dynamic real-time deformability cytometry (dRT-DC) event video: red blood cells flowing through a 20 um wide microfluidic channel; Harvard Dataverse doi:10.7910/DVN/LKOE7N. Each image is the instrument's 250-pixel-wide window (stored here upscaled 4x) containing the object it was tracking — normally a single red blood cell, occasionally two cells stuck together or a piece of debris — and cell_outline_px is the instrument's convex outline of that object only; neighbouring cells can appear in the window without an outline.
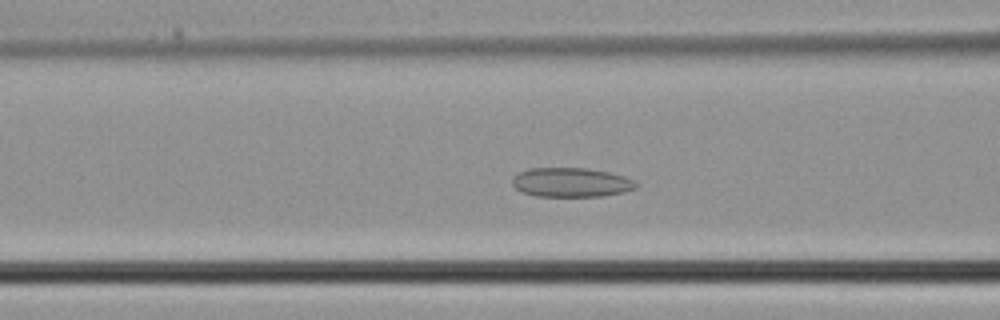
{"species": "common noctule bat (a hibernating species)", "species_latin": "Nyctalus noctula", "temperature_condition": "cold", "stored_images_in_passage": 37, "camera_frame_rate_fps": 3000, "um_per_image_px": 0.085, "animal": {"sex": "male", "body_mass_g": 21.5, "forearm_length_mm": 52.0}, "frame": {"image": 1, "passage_image": 13, "time_ms": 4.0, "image_size_px": [1000, 320], "cell_outline_px": [[640, 184], [636, 188], [624, 192], [604, 196], [536, 196], [524, 192], [516, 188], [512, 184], [512, 176], [528, 168], [588, 168], [608, 172], [624, 176]], "centroid_in_image_um": [48.56, 15.5], "position_along_channel_um": 118.0, "area_um2": 21.15}}
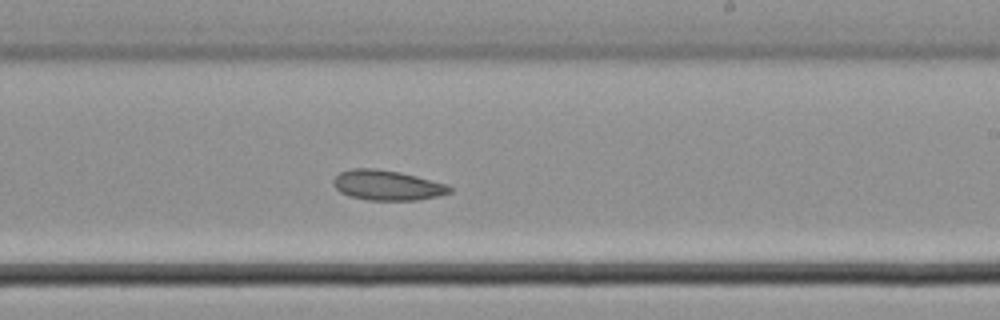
{"frame": {"image": 2, "passage_image": 21, "time_ms": 6.667, "image_size_px": [1000, 320], "cell_outline_px": [[452, 192], [440, 196], [420, 200], [368, 200], [348, 196], [340, 192], [336, 188], [332, 180], [340, 172], [352, 168], [376, 168], [400, 172], [448, 184], [452, 188]], "centroid_in_image_um": [32.93, 15.75], "position_along_channel_um": 256.1, "area_um2": 20.58}}
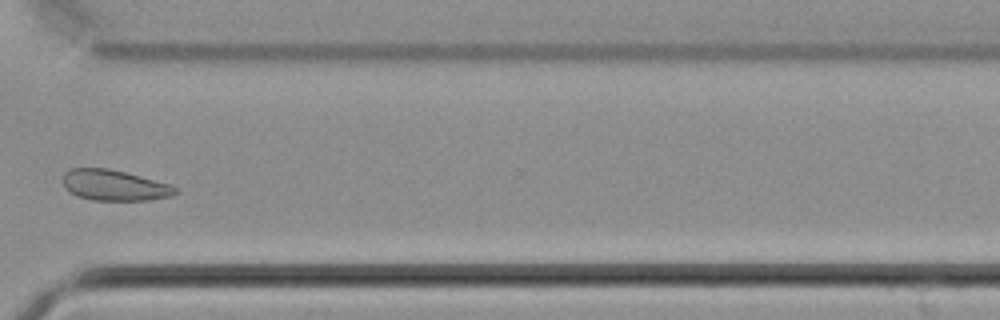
{"frame": {"image": 3, "passage_image": 27, "time_ms": 8.667, "image_size_px": [1000, 320], "cell_outline_px": [[180, 192], [172, 196], [144, 200], [92, 200], [76, 196], [68, 192], [64, 188], [64, 172], [72, 168], [108, 168], [140, 176], [168, 184], [180, 188]], "centroid_in_image_um": [9.71, 15.75], "position_along_channel_um": 360.9, "area_um2": 20.17}}